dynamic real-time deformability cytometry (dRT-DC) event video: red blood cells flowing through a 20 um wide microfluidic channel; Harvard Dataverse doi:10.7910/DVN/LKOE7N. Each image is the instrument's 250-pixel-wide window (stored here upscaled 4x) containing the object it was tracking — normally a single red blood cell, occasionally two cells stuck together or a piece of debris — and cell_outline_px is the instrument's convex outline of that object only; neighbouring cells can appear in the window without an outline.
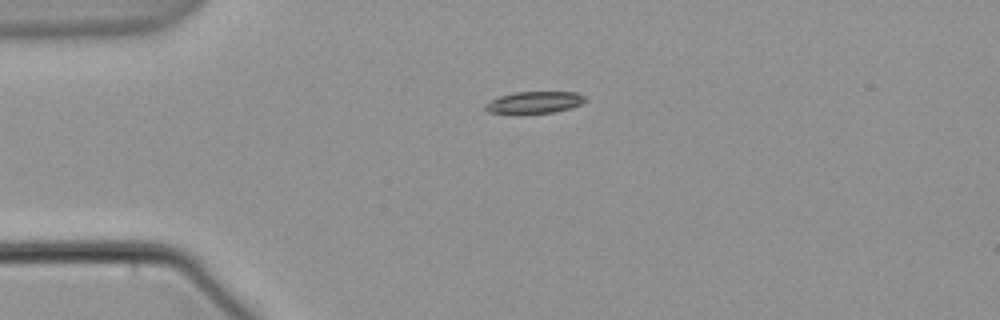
{"species": "common noctule bat (a hibernating species)", "species_latin": "Nyctalus noctula", "temperature_condition": "warm", "stored_images_in_passage": 2, "camera_frame_rate_fps": 3000, "um_per_image_px": 0.085, "animal": {"sex": "male", "body_mass_g": 21.5, "forearm_length_mm": 52.0}, "frame": {"image": 1, "passage_image": 1, "time_ms": 0.0, "image_size_px": [1000, 320], "cell_outline_px": [[588, 100], [572, 108], [552, 112], [520, 116], [516, 116], [488, 112], [484, 108], [484, 104], [500, 96], [516, 92], [576, 92], [584, 96]], "centroid_in_image_um": [45.38, 8.75], "position_along_channel_um": 39.6, "area_um2": 13.29}}